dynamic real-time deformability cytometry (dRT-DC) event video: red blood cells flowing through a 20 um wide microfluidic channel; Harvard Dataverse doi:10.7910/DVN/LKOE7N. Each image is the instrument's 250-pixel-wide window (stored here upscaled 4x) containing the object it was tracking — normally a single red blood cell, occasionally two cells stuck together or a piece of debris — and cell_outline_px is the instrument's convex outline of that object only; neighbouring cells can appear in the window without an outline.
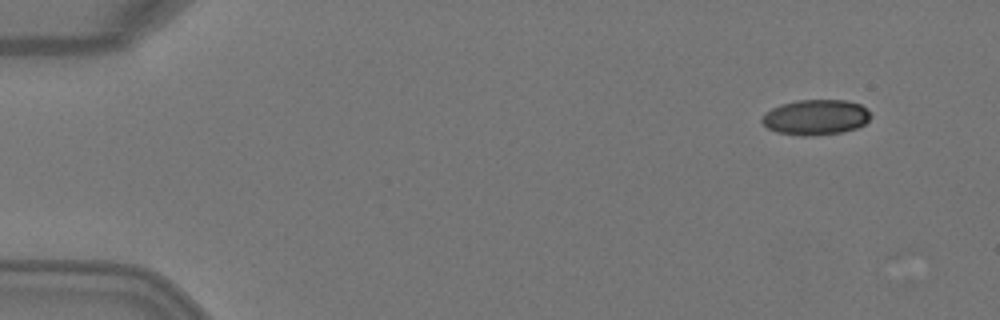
{"species": "Egyptian fruit bat (a non-hibernating species)", "species_latin": "Rousettus aegyptiacus", "temperature_condition": "warm", "stored_images_in_passage": 5, "camera_frame_rate_fps": 3000, "um_per_image_px": 0.085, "animal": {"sex": "female"}, "frame": {"image": 1, "passage_image": 2, "time_ms": 0.333, "image_size_px": [1000, 320], "cell_outline_px": [[872, 116], [864, 124], [856, 128], [840, 132], [808, 136], [804, 136], [776, 132], [768, 128], [760, 120], [764, 112], [780, 104], [796, 100], [844, 100], [860, 104]], "centroid_in_image_um": [69.29, 9.96], "position_along_channel_um": 15.7, "area_um2": 22.31}}
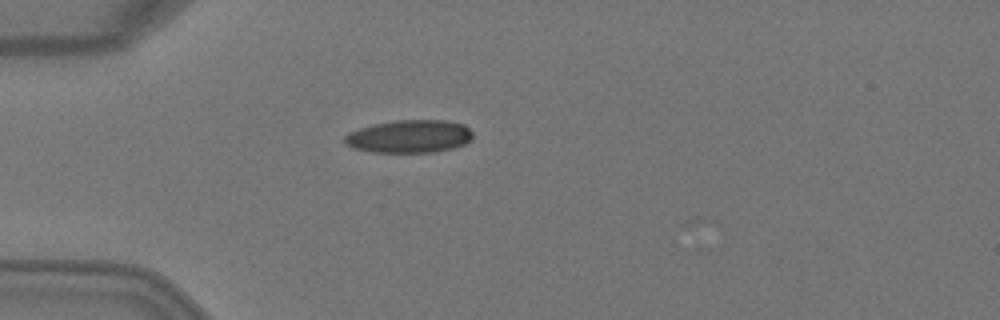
{"frame": {"image": 2, "passage_image": 5, "time_ms": 1.333, "image_size_px": [1000, 320], "cell_outline_px": [[472, 140], [464, 144], [452, 148], [432, 152], [372, 152], [356, 148], [344, 144], [344, 136], [348, 132], [372, 124], [392, 120], [444, 120], [464, 124], [472, 132]], "centroid_in_image_um": [34.78, 11.58], "position_along_channel_um": 50.2, "area_um2": 24.62}}